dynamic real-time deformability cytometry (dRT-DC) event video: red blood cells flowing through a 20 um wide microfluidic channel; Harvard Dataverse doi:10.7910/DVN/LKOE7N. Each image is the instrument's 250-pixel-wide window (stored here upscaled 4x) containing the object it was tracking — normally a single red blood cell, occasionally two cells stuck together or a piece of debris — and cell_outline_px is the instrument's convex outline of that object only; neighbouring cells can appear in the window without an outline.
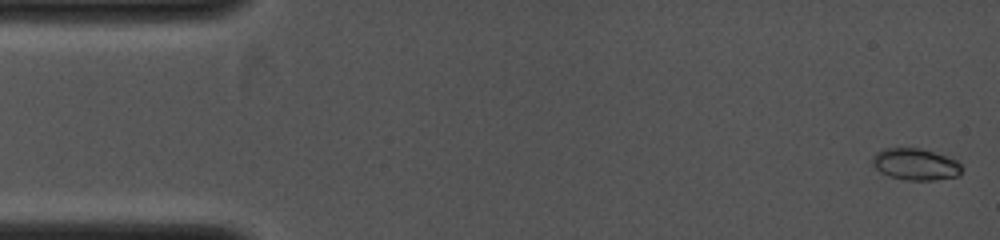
{"species": "common noctule bat (a hibernating species)", "species_latin": "Nyctalus noctula", "temperature_condition": "cold", "stored_images_in_passage": 8, "camera_frame_rate_fps": 4000, "um_per_image_px": 0.085, "animal": {"sex": "female", "body_mass_g": 19.0, "forearm_length_mm": 53.3}, "frame": {"image": 1, "passage_image": 1, "time_ms": 0.0, "image_size_px": [1000, 240], "cell_outline_px": [[964, 168], [960, 176], [932, 180], [904, 180], [888, 176], [880, 172], [872, 164], [872, 156], [876, 152], [884, 148], [920, 148], [948, 156], [956, 160]], "centroid_in_image_um": [77.83, 13.97], "position_along_channel_um": 7.2, "area_um2": 16.76}}